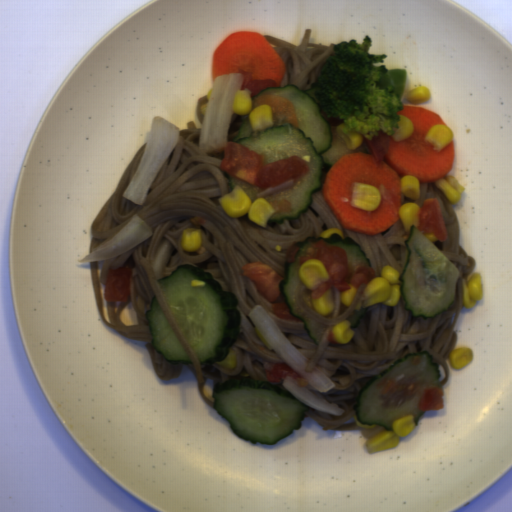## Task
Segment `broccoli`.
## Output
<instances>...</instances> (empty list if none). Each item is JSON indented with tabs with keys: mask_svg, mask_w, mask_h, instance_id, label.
Segmentation results:
<instances>
[{
	"mask_svg": "<svg viewBox=\"0 0 512 512\" xmlns=\"http://www.w3.org/2000/svg\"><path fill=\"white\" fill-rule=\"evenodd\" d=\"M371 36L365 35L362 44L357 40H343L333 45L334 55L329 56L321 68V75L310 85L319 101L321 115L330 126L342 123L344 134H359L369 141L383 131L390 137L398 122L404 103L391 86H379L388 55H373Z\"/></svg>",
	"mask_w": 512,
	"mask_h": 512,
	"instance_id": "1706d50b",
	"label": "broccoli"
}]
</instances>
